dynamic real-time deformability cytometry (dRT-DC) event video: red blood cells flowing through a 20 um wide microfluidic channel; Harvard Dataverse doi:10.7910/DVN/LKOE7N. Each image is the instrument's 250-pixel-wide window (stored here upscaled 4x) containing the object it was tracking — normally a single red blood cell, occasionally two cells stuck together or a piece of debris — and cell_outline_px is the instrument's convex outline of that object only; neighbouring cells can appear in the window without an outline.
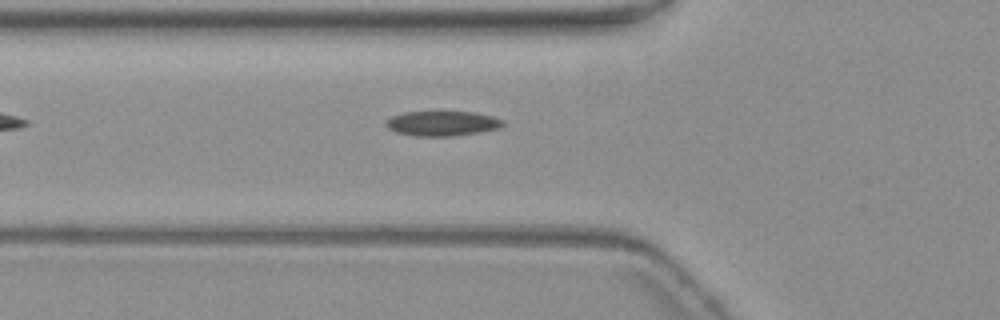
{"species": "common noctule bat (a hibernating species)", "species_latin": "Nyctalus noctula", "temperature_condition": "warm", "stored_images_in_passage": 4, "camera_frame_rate_fps": 3000, "um_per_image_px": 0.085, "animal": {"sex": "female", "body_mass_g": 19.3, "forearm_length_mm": 54.1}, "frame": {"image": 1, "passage_image": 4, "time_ms": 3.667, "image_size_px": [1000, 320], "cell_outline_px": [[504, 124], [500, 128], [480, 132], [452, 136], [416, 136], [396, 132], [388, 128], [384, 124], [392, 116], [404, 112], [476, 112], [492, 116], [504, 120]], "centroid_in_image_um": [37.61, 10.49], "position_along_channel_um": 88.2, "area_um2": 16.94}}